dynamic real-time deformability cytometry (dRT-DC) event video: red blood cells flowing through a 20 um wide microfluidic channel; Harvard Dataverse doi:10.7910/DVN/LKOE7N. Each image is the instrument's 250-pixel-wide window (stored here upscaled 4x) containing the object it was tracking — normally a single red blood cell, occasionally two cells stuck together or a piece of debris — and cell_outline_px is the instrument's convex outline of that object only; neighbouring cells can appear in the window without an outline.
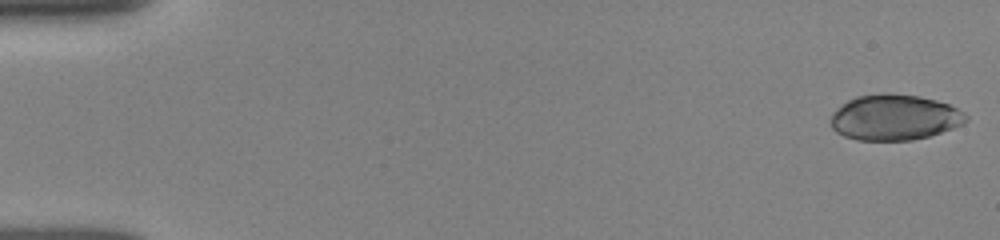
{"species": "human", "species_latin": "Homo sapiens", "temperature_condition": "room temperature", "stored_images_in_passage": 21, "camera_frame_rate_fps": 3000, "um_per_image_px": 0.085, "donor": {"sex": "female"}, "frame": {"image": 1, "passage_image": 1, "time_ms": 0.0, "image_size_px": [1000, 240], "cell_outline_px": [[968, 120], [952, 128], [928, 136], [912, 140], [856, 140], [844, 136], [836, 132], [832, 128], [828, 120], [836, 108], [848, 100], [856, 96], [884, 92], [888, 92], [920, 96], [936, 100], [948, 104], [964, 112], [968, 116]], "centroid_in_image_um": [75.98, 9.96], "position_along_channel_um": 9.0, "area_um2": 36.24}}
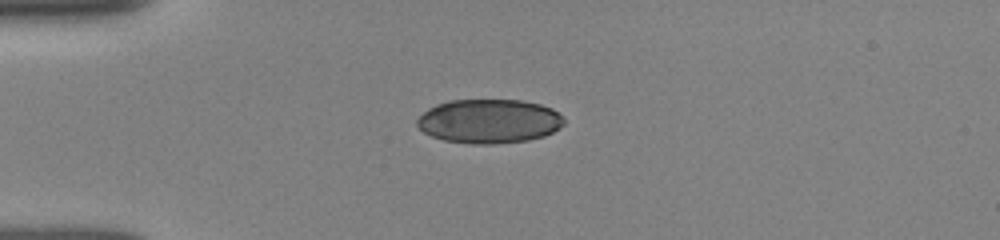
{"frame": {"image": 2, "passage_image": 11, "time_ms": 4.0, "image_size_px": [1000, 240], "cell_outline_px": [[564, 124], [560, 128], [544, 136], [528, 140], [492, 144], [472, 144], [444, 140], [432, 136], [424, 132], [416, 124], [416, 120], [428, 108], [436, 104], [452, 100], [520, 100], [540, 104], [552, 108], [564, 120]], "centroid_in_image_um": [41.56, 10.3], "position_along_channel_um": 43.4, "area_um2": 37.69}}
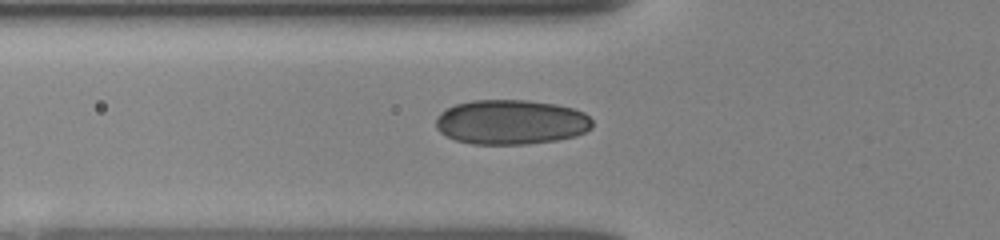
{"frame": {"image": 3, "passage_image": 17, "time_ms": 5.667, "image_size_px": [1000, 240], "cell_outline_px": [[592, 128], [576, 136], [556, 140], [528, 144], [472, 144], [456, 140], [440, 132], [436, 128], [436, 120], [440, 112], [456, 104], [472, 100], [528, 100], [556, 104], [572, 108], [584, 112], [592, 120]], "centroid_in_image_um": [43.45, 10.38], "position_along_channel_um": 82.4, "area_um2": 40.86}}